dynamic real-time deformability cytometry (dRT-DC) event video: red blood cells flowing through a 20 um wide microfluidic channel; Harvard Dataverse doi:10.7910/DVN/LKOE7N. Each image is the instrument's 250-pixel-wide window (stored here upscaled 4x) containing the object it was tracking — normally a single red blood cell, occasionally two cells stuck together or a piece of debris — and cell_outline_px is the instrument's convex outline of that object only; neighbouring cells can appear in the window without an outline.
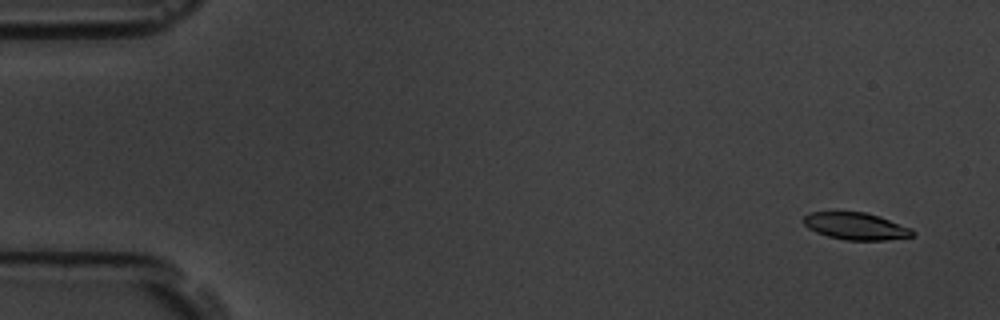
{"species": "common noctule bat (a hibernating species)", "species_latin": "Nyctalus noctula", "temperature_condition": "room temperature", "stored_images_in_passage": 5, "camera_frame_rate_fps": 3000, "um_per_image_px": 0.085, "animal": {"sex": "male", "body_mass_g": 19.5, "forearm_length_mm": 54.6}, "frame": {"image": 1, "passage_image": 1, "time_ms": 0.0, "image_size_px": [1000, 320], "cell_outline_px": [[916, 232], [912, 236], [888, 240], [844, 240], [828, 236], [816, 232], [808, 228], [800, 220], [804, 216], [812, 212], [864, 212], [880, 216], [912, 228]], "centroid_in_image_um": [72.75, 19.22], "position_along_channel_um": 12.2, "area_um2": 17.34}}
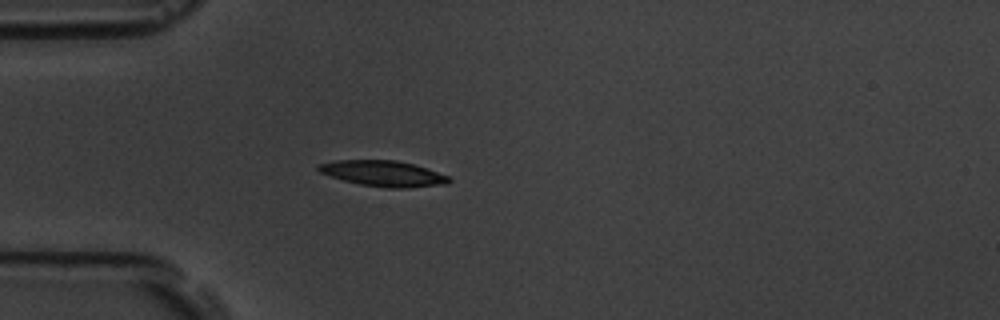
{"frame": {"image": 2, "passage_image": 5, "time_ms": 4.333, "image_size_px": [1000, 320], "cell_outline_px": [[452, 180], [448, 184], [408, 188], [384, 188], [360, 184], [344, 180], [320, 172], [316, 168], [316, 164], [336, 160], [396, 160], [412, 164], [448, 176]], "centroid_in_image_um": [32.56, 14.75], "position_along_channel_um": 52.4, "area_um2": 19.48}}